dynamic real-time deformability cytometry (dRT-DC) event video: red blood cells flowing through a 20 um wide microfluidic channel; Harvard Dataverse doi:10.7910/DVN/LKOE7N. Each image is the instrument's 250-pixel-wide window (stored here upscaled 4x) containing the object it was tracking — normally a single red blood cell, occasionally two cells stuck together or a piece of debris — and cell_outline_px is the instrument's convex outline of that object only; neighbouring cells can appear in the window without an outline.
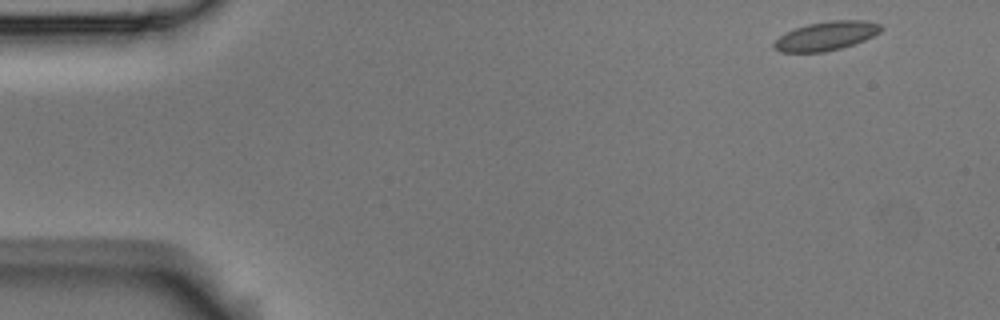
{"species": "Egyptian fruit bat (a non-hibernating species)", "species_latin": "Rousettus aegyptiacus", "temperature_condition": "room temperature", "stored_images_in_passage": 53, "camera_frame_rate_fps": 3000, "um_per_image_px": 0.085, "animal": {"sex": "male"}, "frame": {"image": 1, "passage_image": 1, "time_ms": 0.0, "image_size_px": [1000, 320], "cell_outline_px": [[884, 28], [880, 32], [864, 40], [840, 48], [824, 52], [780, 52], [772, 44], [780, 36], [796, 28], [808, 24], [832, 20], [864, 20], [880, 24]], "centroid_in_image_um": [70.25, 3.05], "position_along_channel_um": 14.8, "area_um2": 17.74}}
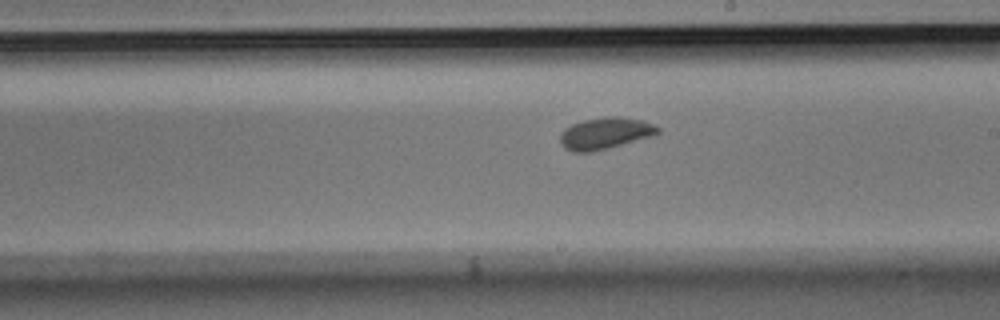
{"frame": {"image": 2, "passage_image": 29, "time_ms": 9.333, "image_size_px": [1000, 320], "cell_outline_px": [[660, 132], [652, 136], [608, 148], [592, 152], [572, 152], [564, 148], [560, 140], [560, 132], [564, 128], [572, 124], [584, 120], [604, 116], [620, 116], [644, 120], [660, 128]], "centroid_in_image_um": [51.43, 11.32], "position_along_channel_um": 237.6, "area_um2": 18.15}}
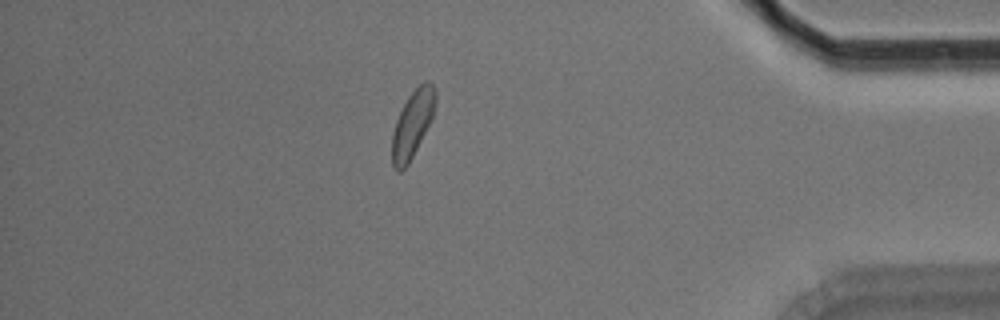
{"frame": {"image": 3, "passage_image": 46, "time_ms": 15.0, "image_size_px": [1000, 320], "cell_outline_px": [[436, 104], [432, 120], [408, 164], [400, 172], [396, 172], [392, 168], [392, 132], [396, 120], [408, 96], [424, 80], [428, 80], [436, 88]], "centroid_in_image_um": [35.07, 10.54], "position_along_channel_um": 400.1, "area_um2": 17.11}, "authors_computed_cell_mechanics": {"area_um2": 17.3978, "velocity_mm_per_s": 3.533, "shape_relaxation_time_tau1_ms": 2.7778, "shape_relaxation_time_tau2_ms": null, "deformation_change_tau1": 0.0895, "deformation_change_tau2": null}}